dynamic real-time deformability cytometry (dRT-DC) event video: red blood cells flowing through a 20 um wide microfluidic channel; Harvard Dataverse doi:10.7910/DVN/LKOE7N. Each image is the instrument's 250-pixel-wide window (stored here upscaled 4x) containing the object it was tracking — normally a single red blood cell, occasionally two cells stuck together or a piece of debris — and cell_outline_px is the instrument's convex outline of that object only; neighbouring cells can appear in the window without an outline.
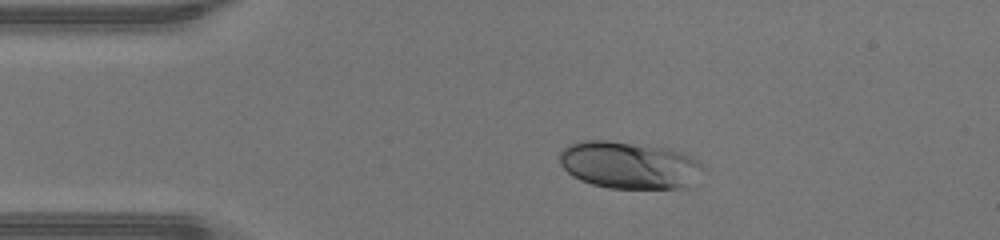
{"species": "human", "species_latin": "Homo sapiens", "temperature_condition": "warm", "stored_images_in_passage": 39, "camera_frame_rate_fps": 3000, "um_per_image_px": 0.085, "donor": {"sex": "male"}, "frame": {"image": 1, "passage_image": 1, "time_ms": 0.0, "image_size_px": [1000, 240], "cell_outline_px": [[708, 172], [688, 188], [608, 188], [592, 184], [580, 180], [572, 176], [560, 164], [560, 152], [568, 144], [584, 140], [608, 140], [672, 148], [692, 156], [708, 168]], "centroid_in_image_um": [53.59, 14.04], "position_along_channel_um": 31.4, "area_um2": 40.46}}
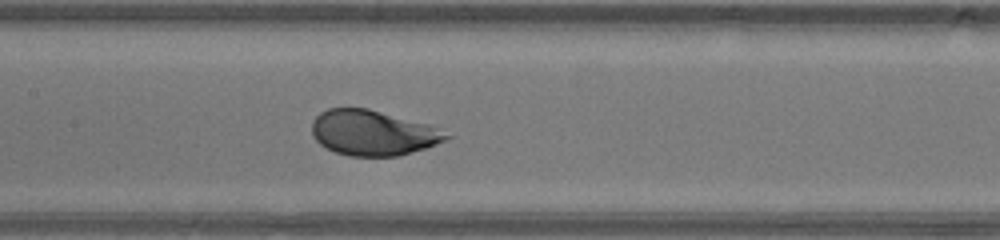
{"frame": {"image": 2, "passage_image": 14, "time_ms": 4.333, "image_size_px": [1000, 240], "cell_outline_px": [[452, 136], [444, 140], [424, 148], [400, 156], [348, 156], [336, 152], [320, 144], [312, 136], [312, 120], [320, 112], [328, 108], [368, 108], [428, 124]], "centroid_in_image_um": [31.64, 11.29], "position_along_channel_um": 175.8, "area_um2": 35.2}}
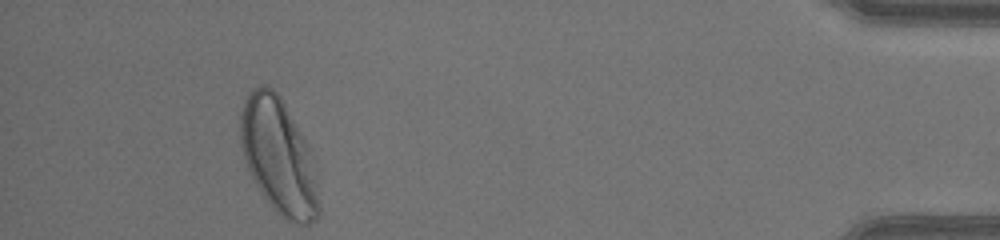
{"frame": {"image": 3, "passage_image": 35, "time_ms": 11.333, "image_size_px": [1000, 240], "cell_outline_px": [[320, 212], [316, 220], [308, 224], [300, 224], [288, 220], [276, 212], [260, 192], [248, 168], [244, 156], [240, 140], [240, 112], [244, 100], [248, 92], [252, 88], [260, 84], [264, 84], [272, 88], [280, 96], [304, 140], [312, 156], [316, 172], [320, 204]], "centroid_in_image_um": [23.68, 13.3], "position_along_channel_um": 411.5, "area_um2": 52.6}, "authors_computed_cell_mechanics": {"area_um2": 37.2232, "velocity_mm_per_s": 4.3589, "shape_relaxation_time_tau1_ms": 1.7199, "shape_relaxation_time_tau2_ms": null, "deformation_change_tau1": 0.1463, "deformation_change_tau2": null}}